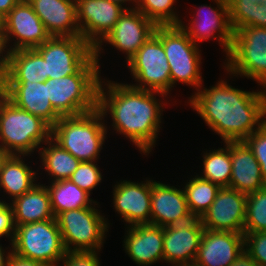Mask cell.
I'll return each mask as SVG.
<instances>
[{
    "label": "cell",
    "mask_w": 266,
    "mask_h": 266,
    "mask_svg": "<svg viewBox=\"0 0 266 266\" xmlns=\"http://www.w3.org/2000/svg\"><path fill=\"white\" fill-rule=\"evenodd\" d=\"M197 91L188 99L191 107L224 143L244 141L266 122V89L244 91L221 80Z\"/></svg>",
    "instance_id": "6da1fadb"
},
{
    "label": "cell",
    "mask_w": 266,
    "mask_h": 266,
    "mask_svg": "<svg viewBox=\"0 0 266 266\" xmlns=\"http://www.w3.org/2000/svg\"><path fill=\"white\" fill-rule=\"evenodd\" d=\"M102 80L104 81L101 79L98 87L97 108L103 117H106V113L111 114L112 126L119 134L129 138L140 152L149 154L161 128L164 105L163 102H158L160 100L154 94L165 98L167 95L114 81H107L106 89L103 85L105 81Z\"/></svg>",
    "instance_id": "7a4b0ae2"
},
{
    "label": "cell",
    "mask_w": 266,
    "mask_h": 266,
    "mask_svg": "<svg viewBox=\"0 0 266 266\" xmlns=\"http://www.w3.org/2000/svg\"><path fill=\"white\" fill-rule=\"evenodd\" d=\"M100 64L93 57L77 74L48 79V98L61 116H76L97 108Z\"/></svg>",
    "instance_id": "3957f363"
},
{
    "label": "cell",
    "mask_w": 266,
    "mask_h": 266,
    "mask_svg": "<svg viewBox=\"0 0 266 266\" xmlns=\"http://www.w3.org/2000/svg\"><path fill=\"white\" fill-rule=\"evenodd\" d=\"M51 137L42 118L15 106L0 92V149L7 155H31Z\"/></svg>",
    "instance_id": "277c9868"
},
{
    "label": "cell",
    "mask_w": 266,
    "mask_h": 266,
    "mask_svg": "<svg viewBox=\"0 0 266 266\" xmlns=\"http://www.w3.org/2000/svg\"><path fill=\"white\" fill-rule=\"evenodd\" d=\"M103 122L98 108L76 116H63L51 127V138L80 162H93L99 158L107 137Z\"/></svg>",
    "instance_id": "5b68a950"
},
{
    "label": "cell",
    "mask_w": 266,
    "mask_h": 266,
    "mask_svg": "<svg viewBox=\"0 0 266 266\" xmlns=\"http://www.w3.org/2000/svg\"><path fill=\"white\" fill-rule=\"evenodd\" d=\"M154 34L161 40L170 66L171 89L177 81L194 86L196 91L202 88L199 46L180 25L156 26Z\"/></svg>",
    "instance_id": "8992f818"
},
{
    "label": "cell",
    "mask_w": 266,
    "mask_h": 266,
    "mask_svg": "<svg viewBox=\"0 0 266 266\" xmlns=\"http://www.w3.org/2000/svg\"><path fill=\"white\" fill-rule=\"evenodd\" d=\"M11 247L16 255L49 266H60L66 253L56 218L16 226Z\"/></svg>",
    "instance_id": "52a82bcc"
},
{
    "label": "cell",
    "mask_w": 266,
    "mask_h": 266,
    "mask_svg": "<svg viewBox=\"0 0 266 266\" xmlns=\"http://www.w3.org/2000/svg\"><path fill=\"white\" fill-rule=\"evenodd\" d=\"M224 63L230 75L254 79L266 89V28L242 27L234 31Z\"/></svg>",
    "instance_id": "ba28073f"
},
{
    "label": "cell",
    "mask_w": 266,
    "mask_h": 266,
    "mask_svg": "<svg viewBox=\"0 0 266 266\" xmlns=\"http://www.w3.org/2000/svg\"><path fill=\"white\" fill-rule=\"evenodd\" d=\"M96 203L87 208L64 211L56 217L66 251L100 252L109 223L96 209Z\"/></svg>",
    "instance_id": "9c48e42d"
},
{
    "label": "cell",
    "mask_w": 266,
    "mask_h": 266,
    "mask_svg": "<svg viewBox=\"0 0 266 266\" xmlns=\"http://www.w3.org/2000/svg\"><path fill=\"white\" fill-rule=\"evenodd\" d=\"M126 62L138 82L133 87L165 95L171 91L170 66L163 44L154 33Z\"/></svg>",
    "instance_id": "30bf717a"
},
{
    "label": "cell",
    "mask_w": 266,
    "mask_h": 266,
    "mask_svg": "<svg viewBox=\"0 0 266 266\" xmlns=\"http://www.w3.org/2000/svg\"><path fill=\"white\" fill-rule=\"evenodd\" d=\"M35 49L45 60L47 80L77 74L94 57V48L80 36L50 37Z\"/></svg>",
    "instance_id": "8fae6325"
},
{
    "label": "cell",
    "mask_w": 266,
    "mask_h": 266,
    "mask_svg": "<svg viewBox=\"0 0 266 266\" xmlns=\"http://www.w3.org/2000/svg\"><path fill=\"white\" fill-rule=\"evenodd\" d=\"M126 9L109 0H76L80 37L95 48L114 28Z\"/></svg>",
    "instance_id": "7c38bea8"
},
{
    "label": "cell",
    "mask_w": 266,
    "mask_h": 266,
    "mask_svg": "<svg viewBox=\"0 0 266 266\" xmlns=\"http://www.w3.org/2000/svg\"><path fill=\"white\" fill-rule=\"evenodd\" d=\"M156 25L137 9H126L114 28L94 48V57L99 62L103 41L125 53L128 61L154 33Z\"/></svg>",
    "instance_id": "4fadbf2b"
},
{
    "label": "cell",
    "mask_w": 266,
    "mask_h": 266,
    "mask_svg": "<svg viewBox=\"0 0 266 266\" xmlns=\"http://www.w3.org/2000/svg\"><path fill=\"white\" fill-rule=\"evenodd\" d=\"M213 1L217 5V7H215L216 9L205 4L201 5L197 13L195 12L197 15L196 18L193 16L190 23H188L190 24L189 27L188 25L185 26L184 22H181L180 26L196 45H198V42L208 40L209 38L217 39L226 53L225 57H227L233 42L234 34L229 21L228 4L227 0ZM204 9L208 10H206L207 12H205V15ZM202 11L204 16L202 15Z\"/></svg>",
    "instance_id": "5bb4252c"
},
{
    "label": "cell",
    "mask_w": 266,
    "mask_h": 266,
    "mask_svg": "<svg viewBox=\"0 0 266 266\" xmlns=\"http://www.w3.org/2000/svg\"><path fill=\"white\" fill-rule=\"evenodd\" d=\"M247 195L221 187L215 200L200 218L205 229L244 234Z\"/></svg>",
    "instance_id": "9a60e30c"
},
{
    "label": "cell",
    "mask_w": 266,
    "mask_h": 266,
    "mask_svg": "<svg viewBox=\"0 0 266 266\" xmlns=\"http://www.w3.org/2000/svg\"><path fill=\"white\" fill-rule=\"evenodd\" d=\"M205 231L200 218L163 227V260L172 266L193 265Z\"/></svg>",
    "instance_id": "2e32d148"
},
{
    "label": "cell",
    "mask_w": 266,
    "mask_h": 266,
    "mask_svg": "<svg viewBox=\"0 0 266 266\" xmlns=\"http://www.w3.org/2000/svg\"><path fill=\"white\" fill-rule=\"evenodd\" d=\"M4 33L8 44L11 37L15 39L14 47L9 48L11 51L34 49L51 37L27 0H21L5 16Z\"/></svg>",
    "instance_id": "e0dca14e"
},
{
    "label": "cell",
    "mask_w": 266,
    "mask_h": 266,
    "mask_svg": "<svg viewBox=\"0 0 266 266\" xmlns=\"http://www.w3.org/2000/svg\"><path fill=\"white\" fill-rule=\"evenodd\" d=\"M145 182L136 183L123 180L113 186L115 211L126 223L131 224L128 226L150 224L151 180Z\"/></svg>",
    "instance_id": "ac0fdd59"
},
{
    "label": "cell",
    "mask_w": 266,
    "mask_h": 266,
    "mask_svg": "<svg viewBox=\"0 0 266 266\" xmlns=\"http://www.w3.org/2000/svg\"><path fill=\"white\" fill-rule=\"evenodd\" d=\"M193 218L183 189L151 180L150 224L166 227L185 223Z\"/></svg>",
    "instance_id": "d6986e66"
},
{
    "label": "cell",
    "mask_w": 266,
    "mask_h": 266,
    "mask_svg": "<svg viewBox=\"0 0 266 266\" xmlns=\"http://www.w3.org/2000/svg\"><path fill=\"white\" fill-rule=\"evenodd\" d=\"M244 249V234L205 229L194 266H230Z\"/></svg>",
    "instance_id": "ffe728a7"
},
{
    "label": "cell",
    "mask_w": 266,
    "mask_h": 266,
    "mask_svg": "<svg viewBox=\"0 0 266 266\" xmlns=\"http://www.w3.org/2000/svg\"><path fill=\"white\" fill-rule=\"evenodd\" d=\"M0 92L15 106L36 115L51 127L61 118L48 98V81L3 83Z\"/></svg>",
    "instance_id": "44dd1931"
},
{
    "label": "cell",
    "mask_w": 266,
    "mask_h": 266,
    "mask_svg": "<svg viewBox=\"0 0 266 266\" xmlns=\"http://www.w3.org/2000/svg\"><path fill=\"white\" fill-rule=\"evenodd\" d=\"M51 37H79L76 0H27Z\"/></svg>",
    "instance_id": "7402d4cb"
},
{
    "label": "cell",
    "mask_w": 266,
    "mask_h": 266,
    "mask_svg": "<svg viewBox=\"0 0 266 266\" xmlns=\"http://www.w3.org/2000/svg\"><path fill=\"white\" fill-rule=\"evenodd\" d=\"M124 250L138 266L163 261V227L144 224L129 226Z\"/></svg>",
    "instance_id": "603a6c76"
},
{
    "label": "cell",
    "mask_w": 266,
    "mask_h": 266,
    "mask_svg": "<svg viewBox=\"0 0 266 266\" xmlns=\"http://www.w3.org/2000/svg\"><path fill=\"white\" fill-rule=\"evenodd\" d=\"M230 154L231 188L248 195L266 187L260 165L244 141H230Z\"/></svg>",
    "instance_id": "cb8c5ba5"
},
{
    "label": "cell",
    "mask_w": 266,
    "mask_h": 266,
    "mask_svg": "<svg viewBox=\"0 0 266 266\" xmlns=\"http://www.w3.org/2000/svg\"><path fill=\"white\" fill-rule=\"evenodd\" d=\"M10 205L15 227L55 218L45 184H36L30 191L12 200Z\"/></svg>",
    "instance_id": "d4e9b609"
},
{
    "label": "cell",
    "mask_w": 266,
    "mask_h": 266,
    "mask_svg": "<svg viewBox=\"0 0 266 266\" xmlns=\"http://www.w3.org/2000/svg\"><path fill=\"white\" fill-rule=\"evenodd\" d=\"M36 174L21 155H7L0 167V188L14 200L36 185Z\"/></svg>",
    "instance_id": "484cf974"
},
{
    "label": "cell",
    "mask_w": 266,
    "mask_h": 266,
    "mask_svg": "<svg viewBox=\"0 0 266 266\" xmlns=\"http://www.w3.org/2000/svg\"><path fill=\"white\" fill-rule=\"evenodd\" d=\"M46 80L45 60L35 48L11 51L4 83H33Z\"/></svg>",
    "instance_id": "4316f807"
},
{
    "label": "cell",
    "mask_w": 266,
    "mask_h": 266,
    "mask_svg": "<svg viewBox=\"0 0 266 266\" xmlns=\"http://www.w3.org/2000/svg\"><path fill=\"white\" fill-rule=\"evenodd\" d=\"M55 218L62 212L90 207L95 201L70 179L51 182L46 186Z\"/></svg>",
    "instance_id": "83f0119b"
},
{
    "label": "cell",
    "mask_w": 266,
    "mask_h": 266,
    "mask_svg": "<svg viewBox=\"0 0 266 266\" xmlns=\"http://www.w3.org/2000/svg\"><path fill=\"white\" fill-rule=\"evenodd\" d=\"M48 147L39 148L41 163L48 175L54 177L51 182L67 180L77 169L80 161L62 148L51 137L45 142Z\"/></svg>",
    "instance_id": "f1b7e54d"
},
{
    "label": "cell",
    "mask_w": 266,
    "mask_h": 266,
    "mask_svg": "<svg viewBox=\"0 0 266 266\" xmlns=\"http://www.w3.org/2000/svg\"><path fill=\"white\" fill-rule=\"evenodd\" d=\"M233 32L242 27L266 28V0H227Z\"/></svg>",
    "instance_id": "f546056e"
},
{
    "label": "cell",
    "mask_w": 266,
    "mask_h": 266,
    "mask_svg": "<svg viewBox=\"0 0 266 266\" xmlns=\"http://www.w3.org/2000/svg\"><path fill=\"white\" fill-rule=\"evenodd\" d=\"M202 179L211 181L220 187H230L232 163L230 154V141L225 142V148L210 150L203 154Z\"/></svg>",
    "instance_id": "4dcf8cb0"
},
{
    "label": "cell",
    "mask_w": 266,
    "mask_h": 266,
    "mask_svg": "<svg viewBox=\"0 0 266 266\" xmlns=\"http://www.w3.org/2000/svg\"><path fill=\"white\" fill-rule=\"evenodd\" d=\"M221 187L211 181L202 179L199 175L187 181L183 190L188 209L194 218H201L216 198Z\"/></svg>",
    "instance_id": "1f68e13d"
},
{
    "label": "cell",
    "mask_w": 266,
    "mask_h": 266,
    "mask_svg": "<svg viewBox=\"0 0 266 266\" xmlns=\"http://www.w3.org/2000/svg\"><path fill=\"white\" fill-rule=\"evenodd\" d=\"M176 0H140L136 9L156 26L180 25L182 22L173 10Z\"/></svg>",
    "instance_id": "d6a6232c"
},
{
    "label": "cell",
    "mask_w": 266,
    "mask_h": 266,
    "mask_svg": "<svg viewBox=\"0 0 266 266\" xmlns=\"http://www.w3.org/2000/svg\"><path fill=\"white\" fill-rule=\"evenodd\" d=\"M244 232H266V187L247 195Z\"/></svg>",
    "instance_id": "836d02e7"
},
{
    "label": "cell",
    "mask_w": 266,
    "mask_h": 266,
    "mask_svg": "<svg viewBox=\"0 0 266 266\" xmlns=\"http://www.w3.org/2000/svg\"><path fill=\"white\" fill-rule=\"evenodd\" d=\"M95 163L97 162H80L77 169L69 178L74 184L89 195L92 189L99 185L102 180L101 171Z\"/></svg>",
    "instance_id": "e575fe53"
},
{
    "label": "cell",
    "mask_w": 266,
    "mask_h": 266,
    "mask_svg": "<svg viewBox=\"0 0 266 266\" xmlns=\"http://www.w3.org/2000/svg\"><path fill=\"white\" fill-rule=\"evenodd\" d=\"M244 142L251 149L254 157L259 163L262 178L266 182V122L249 135Z\"/></svg>",
    "instance_id": "d590c367"
},
{
    "label": "cell",
    "mask_w": 266,
    "mask_h": 266,
    "mask_svg": "<svg viewBox=\"0 0 266 266\" xmlns=\"http://www.w3.org/2000/svg\"><path fill=\"white\" fill-rule=\"evenodd\" d=\"M244 248L259 266H266V232H244Z\"/></svg>",
    "instance_id": "8d00e7d4"
},
{
    "label": "cell",
    "mask_w": 266,
    "mask_h": 266,
    "mask_svg": "<svg viewBox=\"0 0 266 266\" xmlns=\"http://www.w3.org/2000/svg\"><path fill=\"white\" fill-rule=\"evenodd\" d=\"M99 252L95 251H66L61 262L63 266H100Z\"/></svg>",
    "instance_id": "74e56055"
},
{
    "label": "cell",
    "mask_w": 266,
    "mask_h": 266,
    "mask_svg": "<svg viewBox=\"0 0 266 266\" xmlns=\"http://www.w3.org/2000/svg\"><path fill=\"white\" fill-rule=\"evenodd\" d=\"M13 210L9 203L0 200V238L10 237L12 243L15 236Z\"/></svg>",
    "instance_id": "f35d334b"
},
{
    "label": "cell",
    "mask_w": 266,
    "mask_h": 266,
    "mask_svg": "<svg viewBox=\"0 0 266 266\" xmlns=\"http://www.w3.org/2000/svg\"><path fill=\"white\" fill-rule=\"evenodd\" d=\"M7 43L8 42L5 33L0 32V89L4 83L10 64L11 50L9 48H6ZM5 49H7L8 51Z\"/></svg>",
    "instance_id": "ab89813d"
},
{
    "label": "cell",
    "mask_w": 266,
    "mask_h": 266,
    "mask_svg": "<svg viewBox=\"0 0 266 266\" xmlns=\"http://www.w3.org/2000/svg\"><path fill=\"white\" fill-rule=\"evenodd\" d=\"M8 266H49V265L39 261H34L32 259H26L20 257L12 252L8 261Z\"/></svg>",
    "instance_id": "60d3db41"
},
{
    "label": "cell",
    "mask_w": 266,
    "mask_h": 266,
    "mask_svg": "<svg viewBox=\"0 0 266 266\" xmlns=\"http://www.w3.org/2000/svg\"><path fill=\"white\" fill-rule=\"evenodd\" d=\"M21 0H0V13L6 16Z\"/></svg>",
    "instance_id": "b9f144b4"
},
{
    "label": "cell",
    "mask_w": 266,
    "mask_h": 266,
    "mask_svg": "<svg viewBox=\"0 0 266 266\" xmlns=\"http://www.w3.org/2000/svg\"><path fill=\"white\" fill-rule=\"evenodd\" d=\"M13 251L6 252L0 245V266H8V261ZM5 256V257H4Z\"/></svg>",
    "instance_id": "7bdbcfd3"
},
{
    "label": "cell",
    "mask_w": 266,
    "mask_h": 266,
    "mask_svg": "<svg viewBox=\"0 0 266 266\" xmlns=\"http://www.w3.org/2000/svg\"><path fill=\"white\" fill-rule=\"evenodd\" d=\"M109 1L116 2V3L120 4V5H124L127 1H131V3L135 2L136 4L134 5L135 6L134 9H136L137 5L140 2V0H109Z\"/></svg>",
    "instance_id": "ee69618b"
},
{
    "label": "cell",
    "mask_w": 266,
    "mask_h": 266,
    "mask_svg": "<svg viewBox=\"0 0 266 266\" xmlns=\"http://www.w3.org/2000/svg\"><path fill=\"white\" fill-rule=\"evenodd\" d=\"M0 32H5V16L0 13Z\"/></svg>",
    "instance_id": "f6af8a7d"
},
{
    "label": "cell",
    "mask_w": 266,
    "mask_h": 266,
    "mask_svg": "<svg viewBox=\"0 0 266 266\" xmlns=\"http://www.w3.org/2000/svg\"><path fill=\"white\" fill-rule=\"evenodd\" d=\"M7 156L6 153H4L1 149H0V167H1V163L4 160V158Z\"/></svg>",
    "instance_id": "bcb514c9"
}]
</instances>
